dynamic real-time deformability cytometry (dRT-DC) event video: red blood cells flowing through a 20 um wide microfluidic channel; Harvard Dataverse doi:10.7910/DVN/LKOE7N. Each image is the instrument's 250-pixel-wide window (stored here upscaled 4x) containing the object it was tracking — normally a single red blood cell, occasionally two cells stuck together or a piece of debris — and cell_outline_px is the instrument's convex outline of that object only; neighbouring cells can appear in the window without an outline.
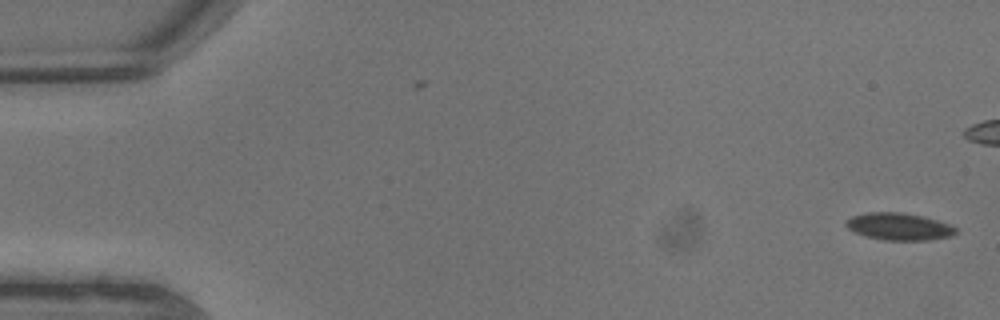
{"species": "common noctule bat (a hibernating species)", "species_latin": "Nyctalus noctula", "temperature_condition": "warm", "stored_images_in_passage": 2, "camera_frame_rate_fps": 3000, "um_per_image_px": 0.085, "animal": {"sex": "male", "body_mass_g": 13.3}, "frame": {"image": 1, "passage_image": 2, "time_ms": 0.333, "image_size_px": [1000, 320], "cell_outline_px": [[956, 232], [952, 236], [928, 240], [884, 240], [864, 236], [848, 228], [844, 224], [852, 216], [868, 212], [900, 212], [924, 216], [948, 224], [956, 228]], "centroid_in_image_um": [76.41, 19.25], "position_along_channel_um": 8.6, "area_um2": 17.28}}